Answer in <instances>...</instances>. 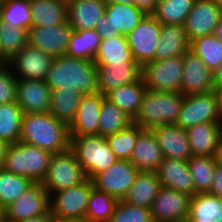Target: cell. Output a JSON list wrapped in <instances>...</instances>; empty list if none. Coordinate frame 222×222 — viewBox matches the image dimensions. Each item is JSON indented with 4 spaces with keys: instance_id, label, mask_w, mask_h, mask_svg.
Returning a JSON list of instances; mask_svg holds the SVG:
<instances>
[{
    "instance_id": "obj_57",
    "label": "cell",
    "mask_w": 222,
    "mask_h": 222,
    "mask_svg": "<svg viewBox=\"0 0 222 222\" xmlns=\"http://www.w3.org/2000/svg\"><path fill=\"white\" fill-rule=\"evenodd\" d=\"M5 219V209L0 206V222Z\"/></svg>"
},
{
    "instance_id": "obj_4",
    "label": "cell",
    "mask_w": 222,
    "mask_h": 222,
    "mask_svg": "<svg viewBox=\"0 0 222 222\" xmlns=\"http://www.w3.org/2000/svg\"><path fill=\"white\" fill-rule=\"evenodd\" d=\"M53 153L23 142L9 144L3 169L28 177L34 183H42Z\"/></svg>"
},
{
    "instance_id": "obj_38",
    "label": "cell",
    "mask_w": 222,
    "mask_h": 222,
    "mask_svg": "<svg viewBox=\"0 0 222 222\" xmlns=\"http://www.w3.org/2000/svg\"><path fill=\"white\" fill-rule=\"evenodd\" d=\"M188 165L196 194L209 192L216 168L214 156H192Z\"/></svg>"
},
{
    "instance_id": "obj_51",
    "label": "cell",
    "mask_w": 222,
    "mask_h": 222,
    "mask_svg": "<svg viewBox=\"0 0 222 222\" xmlns=\"http://www.w3.org/2000/svg\"><path fill=\"white\" fill-rule=\"evenodd\" d=\"M214 158H215L216 164L222 166V136L218 141Z\"/></svg>"
},
{
    "instance_id": "obj_2",
    "label": "cell",
    "mask_w": 222,
    "mask_h": 222,
    "mask_svg": "<svg viewBox=\"0 0 222 222\" xmlns=\"http://www.w3.org/2000/svg\"><path fill=\"white\" fill-rule=\"evenodd\" d=\"M20 142L62 152L70 147L69 126L50 113L23 114Z\"/></svg>"
},
{
    "instance_id": "obj_28",
    "label": "cell",
    "mask_w": 222,
    "mask_h": 222,
    "mask_svg": "<svg viewBox=\"0 0 222 222\" xmlns=\"http://www.w3.org/2000/svg\"><path fill=\"white\" fill-rule=\"evenodd\" d=\"M161 187L156 172L139 171L123 201L134 206L150 209Z\"/></svg>"
},
{
    "instance_id": "obj_18",
    "label": "cell",
    "mask_w": 222,
    "mask_h": 222,
    "mask_svg": "<svg viewBox=\"0 0 222 222\" xmlns=\"http://www.w3.org/2000/svg\"><path fill=\"white\" fill-rule=\"evenodd\" d=\"M181 93L192 95L214 91V74L192 51L183 55Z\"/></svg>"
},
{
    "instance_id": "obj_5",
    "label": "cell",
    "mask_w": 222,
    "mask_h": 222,
    "mask_svg": "<svg viewBox=\"0 0 222 222\" xmlns=\"http://www.w3.org/2000/svg\"><path fill=\"white\" fill-rule=\"evenodd\" d=\"M70 148L90 180L118 160L105 137L100 135L70 136Z\"/></svg>"
},
{
    "instance_id": "obj_14",
    "label": "cell",
    "mask_w": 222,
    "mask_h": 222,
    "mask_svg": "<svg viewBox=\"0 0 222 222\" xmlns=\"http://www.w3.org/2000/svg\"><path fill=\"white\" fill-rule=\"evenodd\" d=\"M51 215L50 196L43 183H33L18 199L5 208V218L9 222Z\"/></svg>"
},
{
    "instance_id": "obj_24",
    "label": "cell",
    "mask_w": 222,
    "mask_h": 222,
    "mask_svg": "<svg viewBox=\"0 0 222 222\" xmlns=\"http://www.w3.org/2000/svg\"><path fill=\"white\" fill-rule=\"evenodd\" d=\"M105 9L104 0H70L67 3V21L75 31L95 29Z\"/></svg>"
},
{
    "instance_id": "obj_25",
    "label": "cell",
    "mask_w": 222,
    "mask_h": 222,
    "mask_svg": "<svg viewBox=\"0 0 222 222\" xmlns=\"http://www.w3.org/2000/svg\"><path fill=\"white\" fill-rule=\"evenodd\" d=\"M193 156H214L222 136V123H200L186 129Z\"/></svg>"
},
{
    "instance_id": "obj_46",
    "label": "cell",
    "mask_w": 222,
    "mask_h": 222,
    "mask_svg": "<svg viewBox=\"0 0 222 222\" xmlns=\"http://www.w3.org/2000/svg\"><path fill=\"white\" fill-rule=\"evenodd\" d=\"M18 79L7 64L0 65V105L16 102Z\"/></svg>"
},
{
    "instance_id": "obj_15",
    "label": "cell",
    "mask_w": 222,
    "mask_h": 222,
    "mask_svg": "<svg viewBox=\"0 0 222 222\" xmlns=\"http://www.w3.org/2000/svg\"><path fill=\"white\" fill-rule=\"evenodd\" d=\"M190 198L188 194L162 186L150 208L154 222H184Z\"/></svg>"
},
{
    "instance_id": "obj_20",
    "label": "cell",
    "mask_w": 222,
    "mask_h": 222,
    "mask_svg": "<svg viewBox=\"0 0 222 222\" xmlns=\"http://www.w3.org/2000/svg\"><path fill=\"white\" fill-rule=\"evenodd\" d=\"M51 89L45 80H18L16 102L23 114L50 113Z\"/></svg>"
},
{
    "instance_id": "obj_49",
    "label": "cell",
    "mask_w": 222,
    "mask_h": 222,
    "mask_svg": "<svg viewBox=\"0 0 222 222\" xmlns=\"http://www.w3.org/2000/svg\"><path fill=\"white\" fill-rule=\"evenodd\" d=\"M17 222H53V217L51 215H42L33 218L22 219Z\"/></svg>"
},
{
    "instance_id": "obj_53",
    "label": "cell",
    "mask_w": 222,
    "mask_h": 222,
    "mask_svg": "<svg viewBox=\"0 0 222 222\" xmlns=\"http://www.w3.org/2000/svg\"><path fill=\"white\" fill-rule=\"evenodd\" d=\"M214 92L217 96L218 111H219V114L222 118V86L221 87H216L214 89Z\"/></svg>"
},
{
    "instance_id": "obj_29",
    "label": "cell",
    "mask_w": 222,
    "mask_h": 222,
    "mask_svg": "<svg viewBox=\"0 0 222 222\" xmlns=\"http://www.w3.org/2000/svg\"><path fill=\"white\" fill-rule=\"evenodd\" d=\"M146 87L142 77L131 84L121 86L108 92L105 98L111 103L116 104L133 120L140 111Z\"/></svg>"
},
{
    "instance_id": "obj_55",
    "label": "cell",
    "mask_w": 222,
    "mask_h": 222,
    "mask_svg": "<svg viewBox=\"0 0 222 222\" xmlns=\"http://www.w3.org/2000/svg\"><path fill=\"white\" fill-rule=\"evenodd\" d=\"M53 222H87V220L75 218H53Z\"/></svg>"
},
{
    "instance_id": "obj_23",
    "label": "cell",
    "mask_w": 222,
    "mask_h": 222,
    "mask_svg": "<svg viewBox=\"0 0 222 222\" xmlns=\"http://www.w3.org/2000/svg\"><path fill=\"white\" fill-rule=\"evenodd\" d=\"M156 173L161 186L191 197L196 194L187 160L163 158Z\"/></svg>"
},
{
    "instance_id": "obj_33",
    "label": "cell",
    "mask_w": 222,
    "mask_h": 222,
    "mask_svg": "<svg viewBox=\"0 0 222 222\" xmlns=\"http://www.w3.org/2000/svg\"><path fill=\"white\" fill-rule=\"evenodd\" d=\"M83 94L74 89L51 90L50 114L68 126L75 119Z\"/></svg>"
},
{
    "instance_id": "obj_35",
    "label": "cell",
    "mask_w": 222,
    "mask_h": 222,
    "mask_svg": "<svg viewBox=\"0 0 222 222\" xmlns=\"http://www.w3.org/2000/svg\"><path fill=\"white\" fill-rule=\"evenodd\" d=\"M23 111L17 102L0 105V140L8 144L20 141Z\"/></svg>"
},
{
    "instance_id": "obj_47",
    "label": "cell",
    "mask_w": 222,
    "mask_h": 222,
    "mask_svg": "<svg viewBox=\"0 0 222 222\" xmlns=\"http://www.w3.org/2000/svg\"><path fill=\"white\" fill-rule=\"evenodd\" d=\"M210 194L222 198V166L216 164Z\"/></svg>"
},
{
    "instance_id": "obj_3",
    "label": "cell",
    "mask_w": 222,
    "mask_h": 222,
    "mask_svg": "<svg viewBox=\"0 0 222 222\" xmlns=\"http://www.w3.org/2000/svg\"><path fill=\"white\" fill-rule=\"evenodd\" d=\"M181 92H155L146 90L141 108L133 122L143 129L176 124L184 100Z\"/></svg>"
},
{
    "instance_id": "obj_44",
    "label": "cell",
    "mask_w": 222,
    "mask_h": 222,
    "mask_svg": "<svg viewBox=\"0 0 222 222\" xmlns=\"http://www.w3.org/2000/svg\"><path fill=\"white\" fill-rule=\"evenodd\" d=\"M27 44L28 30L0 20V51L7 61Z\"/></svg>"
},
{
    "instance_id": "obj_56",
    "label": "cell",
    "mask_w": 222,
    "mask_h": 222,
    "mask_svg": "<svg viewBox=\"0 0 222 222\" xmlns=\"http://www.w3.org/2000/svg\"><path fill=\"white\" fill-rule=\"evenodd\" d=\"M106 3L115 2L124 5L134 4V0H104Z\"/></svg>"
},
{
    "instance_id": "obj_32",
    "label": "cell",
    "mask_w": 222,
    "mask_h": 222,
    "mask_svg": "<svg viewBox=\"0 0 222 222\" xmlns=\"http://www.w3.org/2000/svg\"><path fill=\"white\" fill-rule=\"evenodd\" d=\"M134 61L126 36L103 39L94 59L96 65L131 64Z\"/></svg>"
},
{
    "instance_id": "obj_30",
    "label": "cell",
    "mask_w": 222,
    "mask_h": 222,
    "mask_svg": "<svg viewBox=\"0 0 222 222\" xmlns=\"http://www.w3.org/2000/svg\"><path fill=\"white\" fill-rule=\"evenodd\" d=\"M31 27L53 26L67 21V2L62 0H30Z\"/></svg>"
},
{
    "instance_id": "obj_39",
    "label": "cell",
    "mask_w": 222,
    "mask_h": 222,
    "mask_svg": "<svg viewBox=\"0 0 222 222\" xmlns=\"http://www.w3.org/2000/svg\"><path fill=\"white\" fill-rule=\"evenodd\" d=\"M189 50L197 55L213 73L222 65V42L213 34L192 40Z\"/></svg>"
},
{
    "instance_id": "obj_26",
    "label": "cell",
    "mask_w": 222,
    "mask_h": 222,
    "mask_svg": "<svg viewBox=\"0 0 222 222\" xmlns=\"http://www.w3.org/2000/svg\"><path fill=\"white\" fill-rule=\"evenodd\" d=\"M163 158L153 132L145 129L137 139L130 162L139 171L156 172Z\"/></svg>"
},
{
    "instance_id": "obj_13",
    "label": "cell",
    "mask_w": 222,
    "mask_h": 222,
    "mask_svg": "<svg viewBox=\"0 0 222 222\" xmlns=\"http://www.w3.org/2000/svg\"><path fill=\"white\" fill-rule=\"evenodd\" d=\"M54 57L29 43L14 54L7 65L18 80H45Z\"/></svg>"
},
{
    "instance_id": "obj_52",
    "label": "cell",
    "mask_w": 222,
    "mask_h": 222,
    "mask_svg": "<svg viewBox=\"0 0 222 222\" xmlns=\"http://www.w3.org/2000/svg\"><path fill=\"white\" fill-rule=\"evenodd\" d=\"M214 89L222 86V65L213 73Z\"/></svg>"
},
{
    "instance_id": "obj_34",
    "label": "cell",
    "mask_w": 222,
    "mask_h": 222,
    "mask_svg": "<svg viewBox=\"0 0 222 222\" xmlns=\"http://www.w3.org/2000/svg\"><path fill=\"white\" fill-rule=\"evenodd\" d=\"M101 42L102 38L95 29L73 30L65 55L94 61Z\"/></svg>"
},
{
    "instance_id": "obj_50",
    "label": "cell",
    "mask_w": 222,
    "mask_h": 222,
    "mask_svg": "<svg viewBox=\"0 0 222 222\" xmlns=\"http://www.w3.org/2000/svg\"><path fill=\"white\" fill-rule=\"evenodd\" d=\"M8 146L9 144L7 142L0 140V169H3L4 159Z\"/></svg>"
},
{
    "instance_id": "obj_22",
    "label": "cell",
    "mask_w": 222,
    "mask_h": 222,
    "mask_svg": "<svg viewBox=\"0 0 222 222\" xmlns=\"http://www.w3.org/2000/svg\"><path fill=\"white\" fill-rule=\"evenodd\" d=\"M97 87L104 96L121 86L138 81L142 77V66L133 61L131 64L96 65Z\"/></svg>"
},
{
    "instance_id": "obj_42",
    "label": "cell",
    "mask_w": 222,
    "mask_h": 222,
    "mask_svg": "<svg viewBox=\"0 0 222 222\" xmlns=\"http://www.w3.org/2000/svg\"><path fill=\"white\" fill-rule=\"evenodd\" d=\"M0 20L22 29L29 30L32 25L30 0H2Z\"/></svg>"
},
{
    "instance_id": "obj_41",
    "label": "cell",
    "mask_w": 222,
    "mask_h": 222,
    "mask_svg": "<svg viewBox=\"0 0 222 222\" xmlns=\"http://www.w3.org/2000/svg\"><path fill=\"white\" fill-rule=\"evenodd\" d=\"M118 200L110 194L101 192L94 187L87 203V222H110Z\"/></svg>"
},
{
    "instance_id": "obj_9",
    "label": "cell",
    "mask_w": 222,
    "mask_h": 222,
    "mask_svg": "<svg viewBox=\"0 0 222 222\" xmlns=\"http://www.w3.org/2000/svg\"><path fill=\"white\" fill-rule=\"evenodd\" d=\"M92 181L87 178L81 184L59 190L50 196V213L53 218L85 219Z\"/></svg>"
},
{
    "instance_id": "obj_21",
    "label": "cell",
    "mask_w": 222,
    "mask_h": 222,
    "mask_svg": "<svg viewBox=\"0 0 222 222\" xmlns=\"http://www.w3.org/2000/svg\"><path fill=\"white\" fill-rule=\"evenodd\" d=\"M164 158L189 160L193 154L186 129L177 124H166L151 129Z\"/></svg>"
},
{
    "instance_id": "obj_6",
    "label": "cell",
    "mask_w": 222,
    "mask_h": 222,
    "mask_svg": "<svg viewBox=\"0 0 222 222\" xmlns=\"http://www.w3.org/2000/svg\"><path fill=\"white\" fill-rule=\"evenodd\" d=\"M86 179V174L78 163L74 151L69 147L65 151L53 154L42 183L51 196L59 190L81 184Z\"/></svg>"
},
{
    "instance_id": "obj_60",
    "label": "cell",
    "mask_w": 222,
    "mask_h": 222,
    "mask_svg": "<svg viewBox=\"0 0 222 222\" xmlns=\"http://www.w3.org/2000/svg\"><path fill=\"white\" fill-rule=\"evenodd\" d=\"M1 222H9L6 218L3 220V221H1Z\"/></svg>"
},
{
    "instance_id": "obj_1",
    "label": "cell",
    "mask_w": 222,
    "mask_h": 222,
    "mask_svg": "<svg viewBox=\"0 0 222 222\" xmlns=\"http://www.w3.org/2000/svg\"><path fill=\"white\" fill-rule=\"evenodd\" d=\"M51 90L74 89L83 95L98 92L94 61L61 55L55 57L45 78Z\"/></svg>"
},
{
    "instance_id": "obj_59",
    "label": "cell",
    "mask_w": 222,
    "mask_h": 222,
    "mask_svg": "<svg viewBox=\"0 0 222 222\" xmlns=\"http://www.w3.org/2000/svg\"><path fill=\"white\" fill-rule=\"evenodd\" d=\"M214 2L220 7L222 11V0H214Z\"/></svg>"
},
{
    "instance_id": "obj_37",
    "label": "cell",
    "mask_w": 222,
    "mask_h": 222,
    "mask_svg": "<svg viewBox=\"0 0 222 222\" xmlns=\"http://www.w3.org/2000/svg\"><path fill=\"white\" fill-rule=\"evenodd\" d=\"M196 0H158L152 14L161 24L184 26Z\"/></svg>"
},
{
    "instance_id": "obj_10",
    "label": "cell",
    "mask_w": 222,
    "mask_h": 222,
    "mask_svg": "<svg viewBox=\"0 0 222 222\" xmlns=\"http://www.w3.org/2000/svg\"><path fill=\"white\" fill-rule=\"evenodd\" d=\"M222 123L214 91L184 96L179 118L176 122L183 129L200 123Z\"/></svg>"
},
{
    "instance_id": "obj_8",
    "label": "cell",
    "mask_w": 222,
    "mask_h": 222,
    "mask_svg": "<svg viewBox=\"0 0 222 222\" xmlns=\"http://www.w3.org/2000/svg\"><path fill=\"white\" fill-rule=\"evenodd\" d=\"M145 16L134 4L106 3L105 14L97 22L95 30L102 40L118 35L127 36Z\"/></svg>"
},
{
    "instance_id": "obj_16",
    "label": "cell",
    "mask_w": 222,
    "mask_h": 222,
    "mask_svg": "<svg viewBox=\"0 0 222 222\" xmlns=\"http://www.w3.org/2000/svg\"><path fill=\"white\" fill-rule=\"evenodd\" d=\"M72 32L68 21L51 27H31L28 30V43L55 58L65 55Z\"/></svg>"
},
{
    "instance_id": "obj_45",
    "label": "cell",
    "mask_w": 222,
    "mask_h": 222,
    "mask_svg": "<svg viewBox=\"0 0 222 222\" xmlns=\"http://www.w3.org/2000/svg\"><path fill=\"white\" fill-rule=\"evenodd\" d=\"M110 222H154V220L150 209L118 200Z\"/></svg>"
},
{
    "instance_id": "obj_19",
    "label": "cell",
    "mask_w": 222,
    "mask_h": 222,
    "mask_svg": "<svg viewBox=\"0 0 222 222\" xmlns=\"http://www.w3.org/2000/svg\"><path fill=\"white\" fill-rule=\"evenodd\" d=\"M104 98L99 91L83 95L75 119L69 125L70 136L99 135V118Z\"/></svg>"
},
{
    "instance_id": "obj_58",
    "label": "cell",
    "mask_w": 222,
    "mask_h": 222,
    "mask_svg": "<svg viewBox=\"0 0 222 222\" xmlns=\"http://www.w3.org/2000/svg\"><path fill=\"white\" fill-rule=\"evenodd\" d=\"M1 64H7V60L1 55V51H0V65Z\"/></svg>"
},
{
    "instance_id": "obj_17",
    "label": "cell",
    "mask_w": 222,
    "mask_h": 222,
    "mask_svg": "<svg viewBox=\"0 0 222 222\" xmlns=\"http://www.w3.org/2000/svg\"><path fill=\"white\" fill-rule=\"evenodd\" d=\"M221 16L222 11L214 0H196L184 24L189 42L212 35Z\"/></svg>"
},
{
    "instance_id": "obj_40",
    "label": "cell",
    "mask_w": 222,
    "mask_h": 222,
    "mask_svg": "<svg viewBox=\"0 0 222 222\" xmlns=\"http://www.w3.org/2000/svg\"><path fill=\"white\" fill-rule=\"evenodd\" d=\"M144 130L133 122L122 131L106 136L105 139L118 159L130 161L137 139Z\"/></svg>"
},
{
    "instance_id": "obj_7",
    "label": "cell",
    "mask_w": 222,
    "mask_h": 222,
    "mask_svg": "<svg viewBox=\"0 0 222 222\" xmlns=\"http://www.w3.org/2000/svg\"><path fill=\"white\" fill-rule=\"evenodd\" d=\"M183 56L154 60L142 67V79L147 90L181 92Z\"/></svg>"
},
{
    "instance_id": "obj_43",
    "label": "cell",
    "mask_w": 222,
    "mask_h": 222,
    "mask_svg": "<svg viewBox=\"0 0 222 222\" xmlns=\"http://www.w3.org/2000/svg\"><path fill=\"white\" fill-rule=\"evenodd\" d=\"M33 183L28 177L0 169V206L8 207Z\"/></svg>"
},
{
    "instance_id": "obj_48",
    "label": "cell",
    "mask_w": 222,
    "mask_h": 222,
    "mask_svg": "<svg viewBox=\"0 0 222 222\" xmlns=\"http://www.w3.org/2000/svg\"><path fill=\"white\" fill-rule=\"evenodd\" d=\"M158 0H134V5L146 15H152L156 9Z\"/></svg>"
},
{
    "instance_id": "obj_54",
    "label": "cell",
    "mask_w": 222,
    "mask_h": 222,
    "mask_svg": "<svg viewBox=\"0 0 222 222\" xmlns=\"http://www.w3.org/2000/svg\"><path fill=\"white\" fill-rule=\"evenodd\" d=\"M213 35L222 42V16L218 22V24L216 25V27L214 28L213 31Z\"/></svg>"
},
{
    "instance_id": "obj_27",
    "label": "cell",
    "mask_w": 222,
    "mask_h": 222,
    "mask_svg": "<svg viewBox=\"0 0 222 222\" xmlns=\"http://www.w3.org/2000/svg\"><path fill=\"white\" fill-rule=\"evenodd\" d=\"M189 49L190 42L184 26L161 24V34L155 52V60L183 56Z\"/></svg>"
},
{
    "instance_id": "obj_31",
    "label": "cell",
    "mask_w": 222,
    "mask_h": 222,
    "mask_svg": "<svg viewBox=\"0 0 222 222\" xmlns=\"http://www.w3.org/2000/svg\"><path fill=\"white\" fill-rule=\"evenodd\" d=\"M185 221L222 222V198L209 192L195 194Z\"/></svg>"
},
{
    "instance_id": "obj_36",
    "label": "cell",
    "mask_w": 222,
    "mask_h": 222,
    "mask_svg": "<svg viewBox=\"0 0 222 222\" xmlns=\"http://www.w3.org/2000/svg\"><path fill=\"white\" fill-rule=\"evenodd\" d=\"M132 123L133 119L116 104L111 103L106 98L103 99L99 118L100 136L106 137L116 134Z\"/></svg>"
},
{
    "instance_id": "obj_12",
    "label": "cell",
    "mask_w": 222,
    "mask_h": 222,
    "mask_svg": "<svg viewBox=\"0 0 222 222\" xmlns=\"http://www.w3.org/2000/svg\"><path fill=\"white\" fill-rule=\"evenodd\" d=\"M139 170L128 160L118 159L108 169L96 174L92 179L93 187L123 200L133 185Z\"/></svg>"
},
{
    "instance_id": "obj_11",
    "label": "cell",
    "mask_w": 222,
    "mask_h": 222,
    "mask_svg": "<svg viewBox=\"0 0 222 222\" xmlns=\"http://www.w3.org/2000/svg\"><path fill=\"white\" fill-rule=\"evenodd\" d=\"M160 34L161 23L153 15H146L126 36L133 59L142 67L155 60Z\"/></svg>"
}]
</instances>
